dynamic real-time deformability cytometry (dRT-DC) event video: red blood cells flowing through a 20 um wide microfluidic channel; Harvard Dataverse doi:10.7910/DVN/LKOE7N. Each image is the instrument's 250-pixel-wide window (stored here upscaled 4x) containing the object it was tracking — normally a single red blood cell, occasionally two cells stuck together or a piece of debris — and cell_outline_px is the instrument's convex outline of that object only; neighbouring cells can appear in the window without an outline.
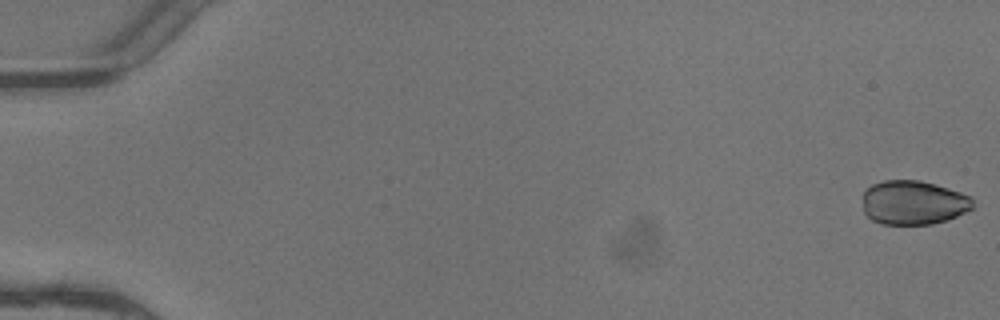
{"species": "common noctule bat (a hibernating species)", "species_latin": "Nyctalus noctula", "temperature_condition": "warm", "stored_images_in_passage": 5, "camera_frame_rate_fps": 3000, "um_per_image_px": 0.085, "animal": {"sex": "female"}, "frame": {"image": 1, "passage_image": 1, "time_ms": 0.0, "image_size_px": [1000, 320], "cell_outline_px": [[972, 208], [948, 220], [932, 224], [880, 224], [872, 220], [864, 212], [864, 192], [872, 184], [884, 180], [920, 180], [936, 184], [972, 196]], "centroid_in_image_um": [77.64, 17.22], "position_along_channel_um": 7.4, "area_um2": 28.32}}
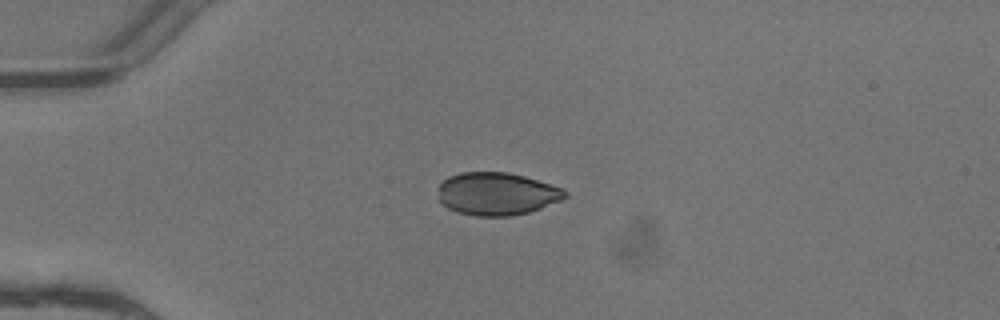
{"frame": {"image": 2, "passage_image": 4, "time_ms": 1.0, "image_size_px": [1000, 320], "cell_outline_px": [[568, 196], [560, 200], [540, 208], [528, 212], [512, 216], [476, 216], [456, 212], [448, 208], [440, 200], [440, 184], [448, 176], [460, 172], [508, 172], [524, 176], [564, 188], [568, 192]], "centroid_in_image_um": [42.25, 16.47], "position_along_channel_um": 42.7, "area_um2": 31.56}}